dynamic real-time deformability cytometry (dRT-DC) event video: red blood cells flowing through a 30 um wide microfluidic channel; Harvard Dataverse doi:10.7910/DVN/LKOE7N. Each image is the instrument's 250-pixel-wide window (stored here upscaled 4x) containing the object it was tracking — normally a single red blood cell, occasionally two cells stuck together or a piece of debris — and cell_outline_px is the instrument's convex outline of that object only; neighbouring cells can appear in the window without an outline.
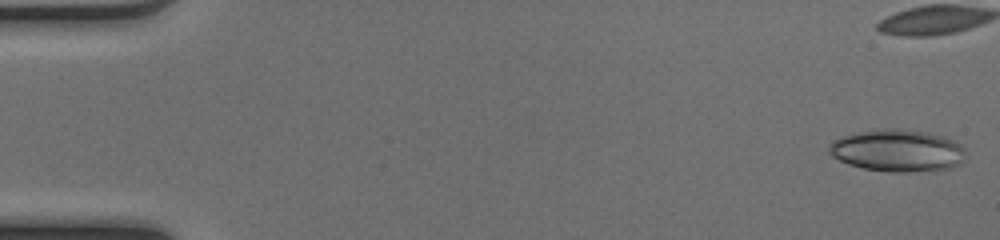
{"species": "common noctule bat (a hibernating species)", "species_latin": "Nyctalus noctula", "temperature_condition": "cold", "stored_images_in_passage": 37, "camera_frame_rate_fps": 3000, "um_per_image_px": 0.085, "animal": {"sex": "female", "body_mass_g": 17.0, "forearm_length_mm": 48.0}, "frame": {"image": 1, "passage_image": 1, "time_ms": 0.0, "image_size_px": [1000, 240], "cell_outline_px": [[964, 152], [960, 164], [948, 168], [908, 172], [892, 172], [864, 168], [848, 164], [832, 156], [828, 152], [828, 148], [836, 140], [844, 136], [864, 132], [924, 132], [952, 140], [960, 144], [964, 148]], "centroid_in_image_um": [76.29, 12.87], "position_along_channel_um": 8.7, "area_um2": 31.67}}
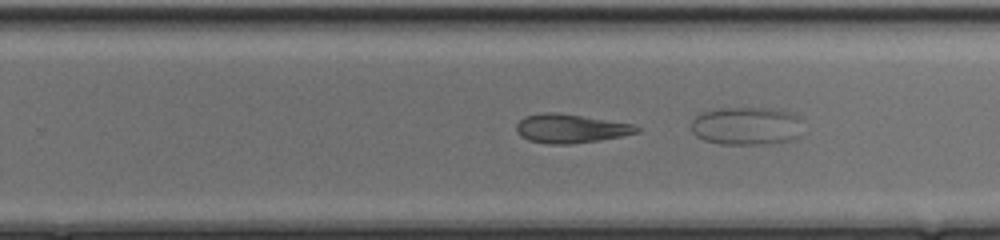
{"frame": {"image": 2, "passage_image": 32, "time_ms": 10.333, "image_size_px": [1000, 240], "cell_outline_px": [[640, 132], [600, 140], [572, 144], [548, 144], [528, 140], [520, 136], [516, 132], [516, 124], [524, 116], [544, 112], [556, 112], [632, 124], [640, 128]], "centroid_in_image_um": [48.45, 10.93], "position_along_channel_um": 281.4, "area_um2": 20.17}}